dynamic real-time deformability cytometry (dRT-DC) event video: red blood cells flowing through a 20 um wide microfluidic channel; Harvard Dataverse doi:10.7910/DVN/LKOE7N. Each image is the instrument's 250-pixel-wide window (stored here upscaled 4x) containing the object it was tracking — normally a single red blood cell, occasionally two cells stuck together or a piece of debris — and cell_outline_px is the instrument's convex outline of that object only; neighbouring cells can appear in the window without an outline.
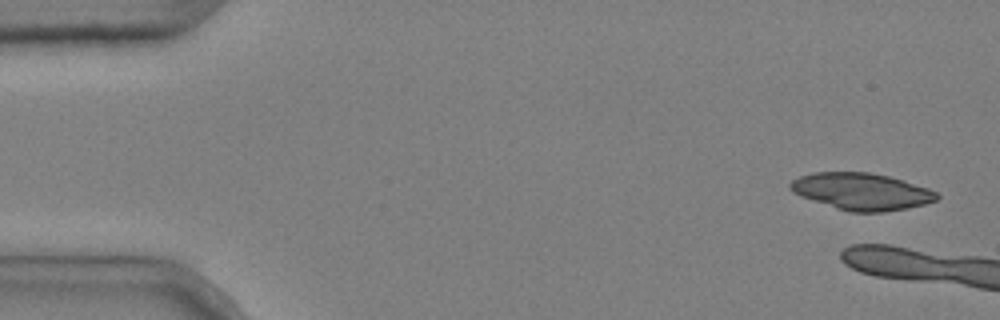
{"species": "common noctule bat (a hibernating species)", "species_latin": "Nyctalus noctula", "temperature_condition": "cold", "stored_images_in_passage": 6, "camera_frame_rate_fps": 3000, "um_per_image_px": 0.085, "animal": {"sex": "male", "body_mass_g": 20.4}, "frame": {"image": 1, "passage_image": 1, "time_ms": 0.0, "image_size_px": [1000, 320], "cell_outline_px": [[940, 196], [936, 200], [924, 204], [908, 208], [884, 212], [852, 212], [836, 208], [800, 196], [792, 192], [788, 188], [788, 184], [792, 180], [800, 176], [812, 172], [868, 172], [888, 176], [904, 180], [928, 188], [936, 192]], "centroid_in_image_um": [73.21, 16.27], "position_along_channel_um": 11.8, "area_um2": 31.56}}
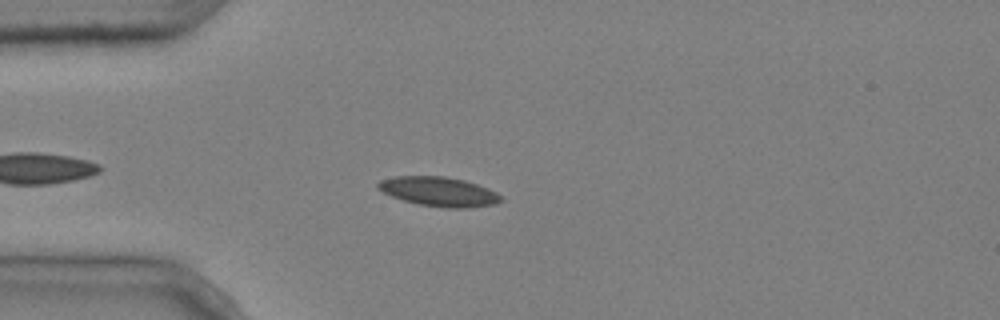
{"frame": {"image": 2, "passage_image": 6, "time_ms": 1.667, "image_size_px": [1000, 320], "cell_outline_px": [[504, 200], [496, 204], [468, 208], [444, 208], [420, 204], [404, 200], [392, 196], [376, 188], [376, 184], [380, 180], [396, 176], [444, 176], [464, 180], [488, 188], [496, 192]], "centroid_in_image_um": [37.32, 16.29], "position_along_channel_um": 47.7, "area_um2": 21.04}}